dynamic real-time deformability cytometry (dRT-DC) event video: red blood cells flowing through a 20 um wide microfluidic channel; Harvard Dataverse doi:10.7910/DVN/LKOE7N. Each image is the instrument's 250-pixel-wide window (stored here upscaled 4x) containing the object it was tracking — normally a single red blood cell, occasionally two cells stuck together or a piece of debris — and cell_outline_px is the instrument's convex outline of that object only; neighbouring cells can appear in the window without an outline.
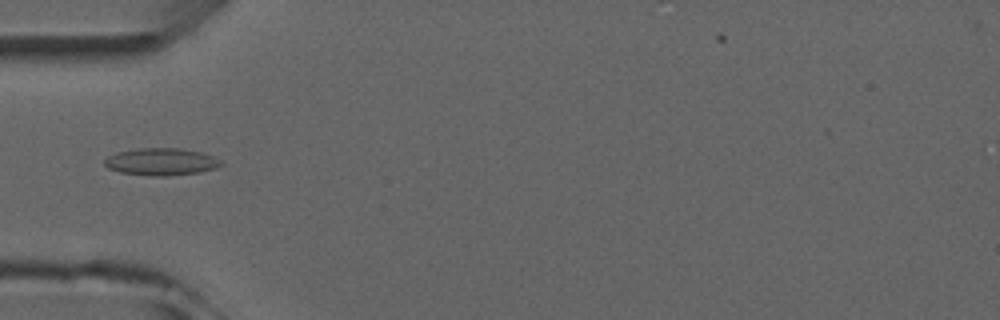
{"species": "common noctule bat (a hibernating species)", "species_latin": "Nyctalus noctula", "temperature_condition": "room temperature", "stored_images_in_passage": 4, "camera_frame_rate_fps": 3000, "um_per_image_px": 0.085, "animal": {"sex": "male", "forearm_length_mm": 52.5}, "frame": {"image": 1, "passage_image": 3, "time_ms": 2.333, "image_size_px": [1000, 320], "cell_outline_px": [[224, 164], [216, 168], [200, 172], [164, 176], [152, 176], [120, 172], [108, 168], [104, 164], [104, 160], [108, 156], [116, 152], [140, 148], [180, 148], [200, 152], [212, 156], [220, 160]], "centroid_in_image_um": [13.7, 13.75], "position_along_channel_um": 71.3, "area_um2": 18.44}}
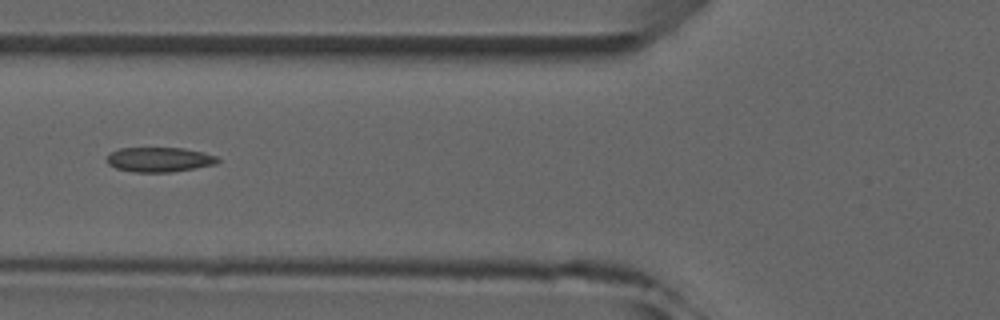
{"frame": {"image": 2, "passage_image": 4, "time_ms": 3.333, "image_size_px": [1000, 320], "cell_outline_px": [[220, 160], [216, 164], [172, 172], [132, 172], [116, 168], [108, 164], [104, 160], [108, 152], [120, 148], [184, 148], [204, 152], [216, 156]], "centroid_in_image_um": [13.49, 13.56], "position_along_channel_um": 112.3, "area_um2": 16.18}}